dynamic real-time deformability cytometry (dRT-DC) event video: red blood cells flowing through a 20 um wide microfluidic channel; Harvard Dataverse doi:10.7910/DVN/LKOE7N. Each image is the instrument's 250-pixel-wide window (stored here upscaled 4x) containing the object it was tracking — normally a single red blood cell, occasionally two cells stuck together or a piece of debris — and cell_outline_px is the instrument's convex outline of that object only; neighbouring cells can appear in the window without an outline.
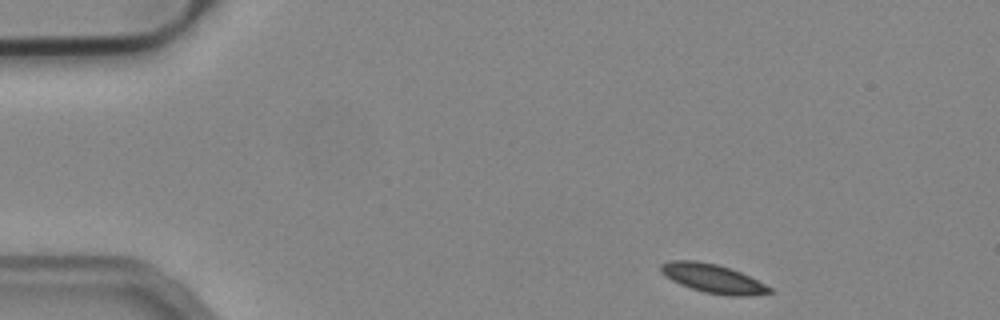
{"species": "common noctule bat (a hibernating species)", "species_latin": "Nyctalus noctula", "temperature_condition": "cold", "stored_images_in_passage": 48, "camera_frame_rate_fps": 3000, "um_per_image_px": 0.085, "animal": {"sex": "male", "body_mass_g": 19.2, "forearm_length_mm": 51.8}, "frame": {"image": 1, "passage_image": 1, "time_ms": 0.0, "image_size_px": [1000, 320], "cell_outline_px": [[772, 292], [748, 296], [728, 296], [704, 292], [680, 284], [664, 276], [660, 272], [660, 264], [668, 260], [696, 260], [716, 264], [740, 272], [772, 288]], "centroid_in_image_um": [60.54, 23.66], "position_along_channel_um": 24.5, "area_um2": 18.15}}
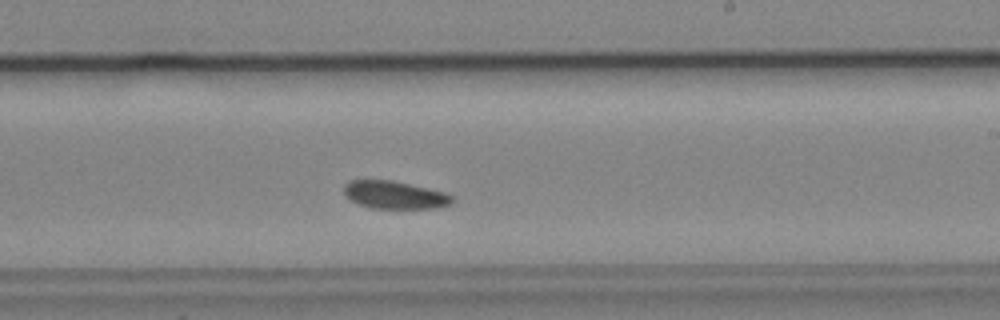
{"frame": {"image": 2, "passage_image": 26, "time_ms": 8.333, "image_size_px": [1000, 320], "cell_outline_px": [[456, 200], [448, 204], [432, 208], [372, 208], [360, 204], [352, 200], [344, 192], [344, 184], [352, 180], [392, 180], [444, 192], [456, 196]], "centroid_in_image_um": [33.58, 16.56], "position_along_channel_um": 255.4, "area_um2": 17.28}}
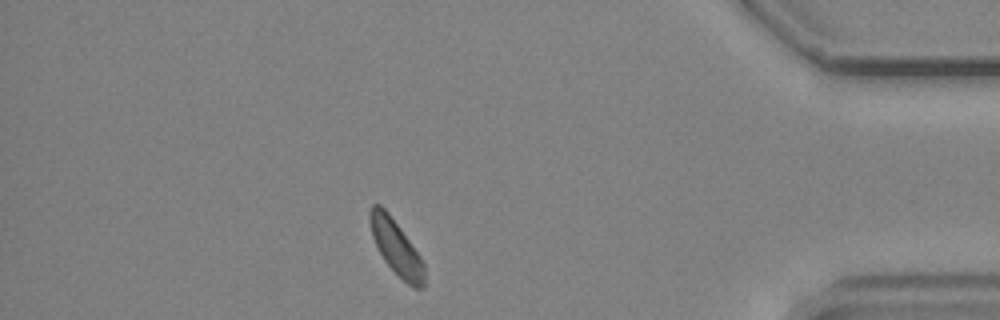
{"frame": {"image": 3, "passage_image": 41, "time_ms": 13.333, "image_size_px": [1000, 320], "cell_outline_px": [[424, 288], [412, 288], [384, 260], [372, 236], [368, 220], [368, 212], [372, 204], [380, 204], [388, 212], [400, 228], [420, 256], [424, 264]], "centroid_in_image_um": [33.65, 20.99], "position_along_channel_um": 401.5, "area_um2": 17.11}}